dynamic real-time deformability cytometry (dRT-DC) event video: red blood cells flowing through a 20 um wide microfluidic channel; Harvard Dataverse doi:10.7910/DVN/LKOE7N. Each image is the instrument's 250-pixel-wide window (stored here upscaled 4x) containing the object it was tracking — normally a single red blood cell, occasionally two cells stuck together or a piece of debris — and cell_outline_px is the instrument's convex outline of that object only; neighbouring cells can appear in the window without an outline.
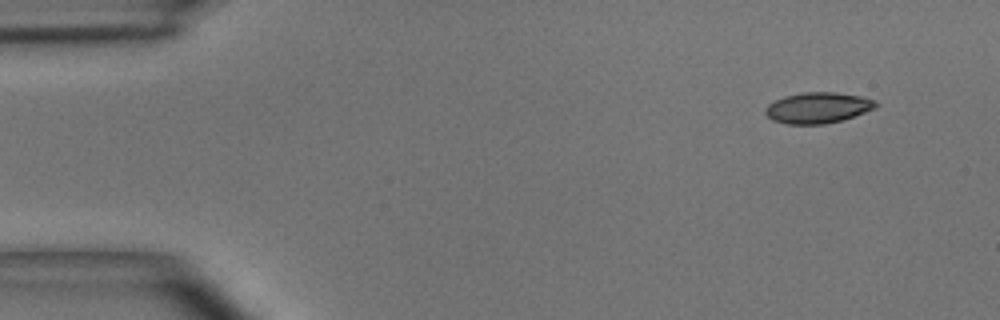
{"species": "common noctule bat (a hibernating species)", "species_latin": "Nyctalus noctula", "temperature_condition": "room temperature", "stored_images_in_passage": 4, "camera_frame_rate_fps": 3000, "um_per_image_px": 0.085, "animal": {"sex": "male", "body_mass_g": 15.6}, "frame": {"image": 1, "passage_image": 1, "time_ms": 0.0, "image_size_px": [1000, 320], "cell_outline_px": [[880, 104], [876, 108], [844, 120], [824, 124], [788, 124], [772, 120], [764, 112], [764, 108], [768, 104], [784, 96], [804, 92], [836, 92], [860, 96], [876, 100]], "centroid_in_image_um": [69.54, 9.16], "position_along_channel_um": 15.5, "area_um2": 20.06}}
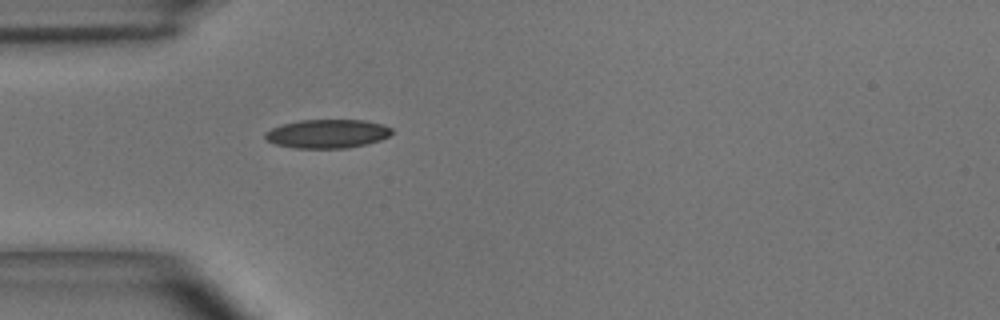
{"frame": {"image": 2, "passage_image": 4, "time_ms": 1.0, "image_size_px": [1000, 320], "cell_outline_px": [[392, 132], [388, 136], [380, 140], [368, 144], [348, 148], [296, 148], [276, 144], [268, 140], [264, 136], [264, 132], [272, 128], [284, 124], [300, 120], [364, 120], [380, 124], [392, 128]], "centroid_in_image_um": [27.83, 11.37], "position_along_channel_um": 57.2, "area_um2": 21.1}}